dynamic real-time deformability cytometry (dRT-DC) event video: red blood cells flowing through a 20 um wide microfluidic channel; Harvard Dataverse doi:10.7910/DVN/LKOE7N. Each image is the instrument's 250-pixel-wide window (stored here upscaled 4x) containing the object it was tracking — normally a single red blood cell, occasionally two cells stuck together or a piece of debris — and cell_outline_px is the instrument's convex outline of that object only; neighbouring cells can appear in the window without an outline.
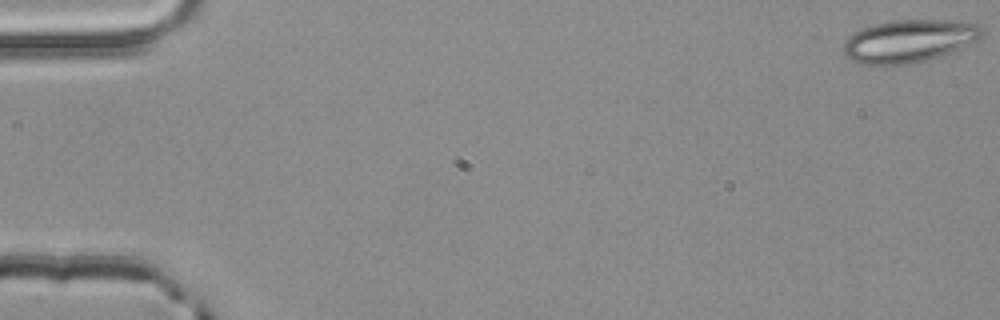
{"species": "common noctule bat (a hibernating species)", "species_latin": "Nyctalus noctula", "temperature_condition": "room temperature", "stored_images_in_passage": 3, "camera_frame_rate_fps": 3000, "um_per_image_px": 0.085, "animal": {"sex": "male", "body_mass_g": 20.4}, "frame": {"image": 1, "passage_image": 3, "time_ms": 0.667, "image_size_px": [1000, 320], "cell_outline_px": [[984, 36], [980, 40], [952, 52], [940, 56], [908, 64], [864, 64], [852, 60], [844, 56], [844, 40], [848, 36], [860, 28], [892, 20], [948, 20], [980, 24], [984, 28]], "centroid_in_image_um": [77.31, 3.47], "position_along_channel_um": 7.7, "area_um2": 34.68}}